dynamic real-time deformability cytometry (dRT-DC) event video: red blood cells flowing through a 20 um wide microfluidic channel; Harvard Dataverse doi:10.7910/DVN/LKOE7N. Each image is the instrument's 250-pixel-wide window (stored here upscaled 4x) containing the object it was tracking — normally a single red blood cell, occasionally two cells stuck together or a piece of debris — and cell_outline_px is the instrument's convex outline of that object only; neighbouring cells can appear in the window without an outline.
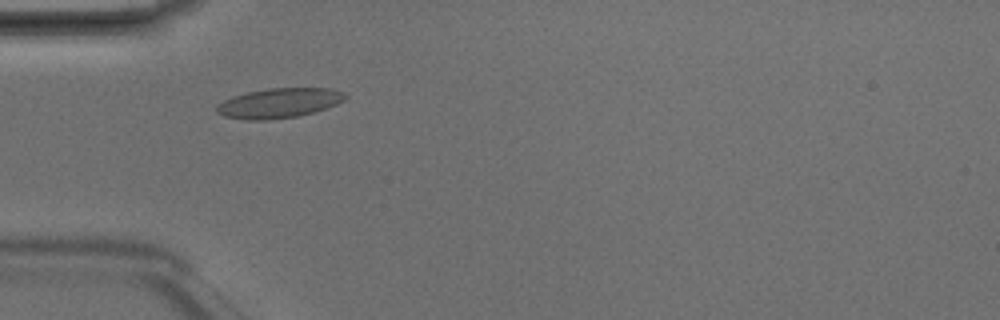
{"species": "Egyptian fruit bat (a non-hibernating species)", "species_latin": "Rousettus aegyptiacus", "temperature_condition": "room temperature", "stored_images_in_passage": 6, "camera_frame_rate_fps": 3000, "um_per_image_px": 0.085, "animal": {"sex": "male"}, "frame": {"image": 1, "passage_image": 4, "time_ms": 1.0, "image_size_px": [1000, 320], "cell_outline_px": [[348, 96], [344, 100], [336, 104], [316, 112], [296, 116], [268, 120], [244, 120], [224, 116], [216, 112], [216, 104], [232, 96], [248, 92], [268, 88], [332, 88], [344, 92]], "centroid_in_image_um": [23.71, 8.76], "position_along_channel_um": 61.3, "area_um2": 22.48}}
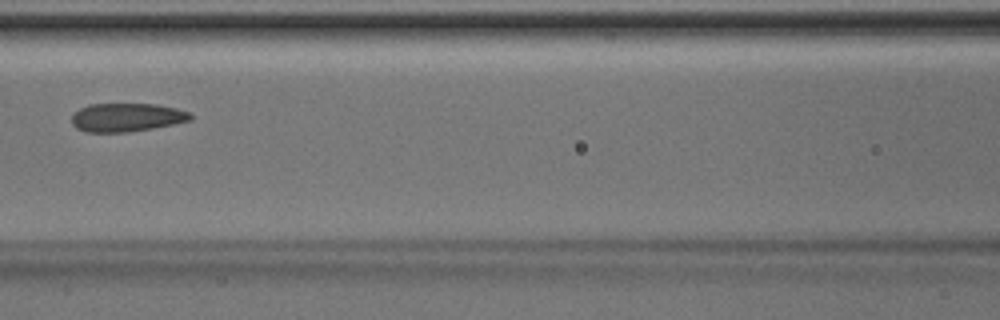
{"frame": {"image": 2, "passage_image": 6, "time_ms": 1.667, "image_size_px": [1000, 320], "cell_outline_px": [[192, 120], [152, 128], [128, 132], [84, 132], [76, 128], [72, 124], [72, 116], [80, 108], [88, 104], [156, 104], [176, 108], [192, 112]], "centroid_in_image_um": [10.77, 9.97], "position_along_channel_um": 155.8, "area_um2": 19.77}}